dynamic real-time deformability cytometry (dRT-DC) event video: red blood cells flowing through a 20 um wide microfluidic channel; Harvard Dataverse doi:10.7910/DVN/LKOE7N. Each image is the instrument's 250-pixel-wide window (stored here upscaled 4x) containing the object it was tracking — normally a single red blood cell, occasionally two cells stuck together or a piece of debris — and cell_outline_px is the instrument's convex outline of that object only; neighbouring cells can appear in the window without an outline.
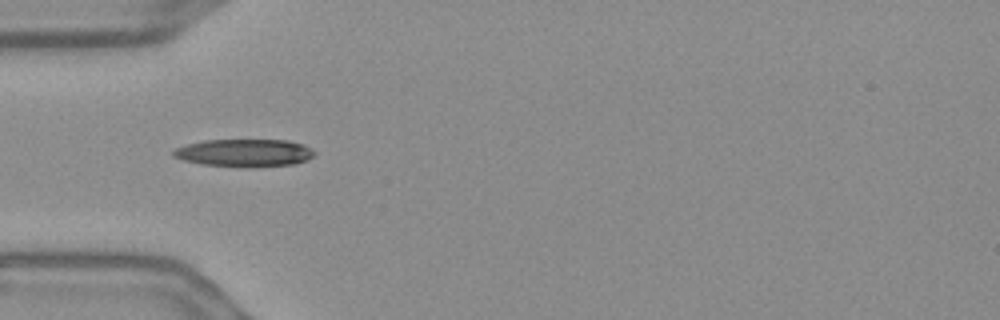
{"species": "Egyptian fruit bat (a non-hibernating species)", "species_latin": "Rousettus aegyptiacus", "temperature_condition": "warm", "stored_images_in_passage": 35, "camera_frame_rate_fps": 3000, "um_per_image_px": 0.085, "frame": {"image": 1, "passage_image": 1, "time_ms": 0.0, "image_size_px": [1000, 320], "cell_outline_px": [[316, 152], [308, 160], [296, 164], [248, 168], [204, 164], [184, 160], [172, 156], [172, 152], [176, 148], [188, 144], [204, 140], [288, 140], [304, 144]], "centroid_in_image_um": [20.82, 13.0], "position_along_channel_um": 64.2, "area_um2": 22.89}}
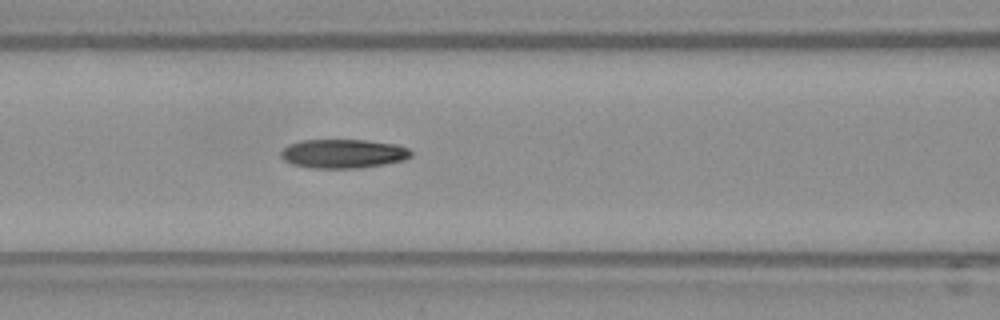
{"frame": {"image": 2, "passage_image": 7, "time_ms": 2.0, "image_size_px": [1000, 320], "cell_outline_px": [[412, 156], [404, 160], [384, 164], [360, 168], [312, 168], [292, 164], [284, 160], [280, 156], [280, 152], [288, 144], [300, 140], [364, 140], [396, 144], [408, 148], [412, 152]], "centroid_in_image_um": [29.16, 13.06], "position_along_channel_um": 137.4, "area_um2": 22.08}}
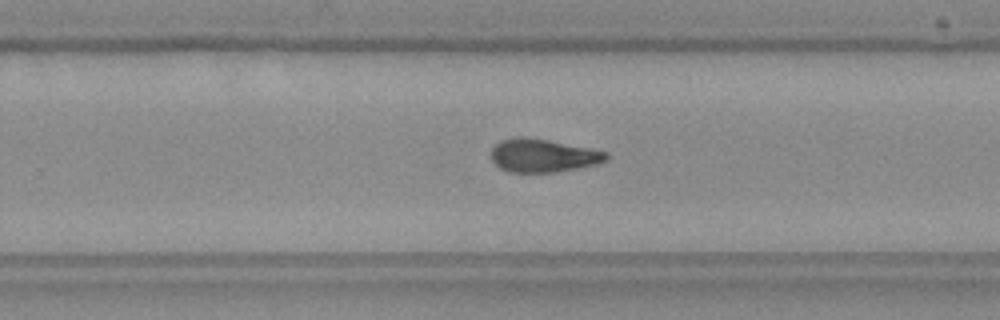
{"frame": {"image": 3, "passage_image": 19, "time_ms": 6.0, "image_size_px": [1000, 320], "cell_outline_px": [[608, 160], [596, 164], [576, 168], [552, 172], [508, 172], [500, 168], [492, 160], [492, 148], [500, 140], [516, 136], [524, 136], [548, 140], [608, 152]], "centroid_in_image_um": [46.13, 13.21], "position_along_channel_um": 283.7, "area_um2": 22.14}, "authors_computed_cell_mechanics": {"area_um2": 22.253, "velocity_mm_per_s": 3.6636, "shape_relaxation_time_tau1_ms": null, "shape_relaxation_time_tau2_ms": 5.9088, "deformation_change_tau1": null, "deformation_change_tau2": 0.1481}}